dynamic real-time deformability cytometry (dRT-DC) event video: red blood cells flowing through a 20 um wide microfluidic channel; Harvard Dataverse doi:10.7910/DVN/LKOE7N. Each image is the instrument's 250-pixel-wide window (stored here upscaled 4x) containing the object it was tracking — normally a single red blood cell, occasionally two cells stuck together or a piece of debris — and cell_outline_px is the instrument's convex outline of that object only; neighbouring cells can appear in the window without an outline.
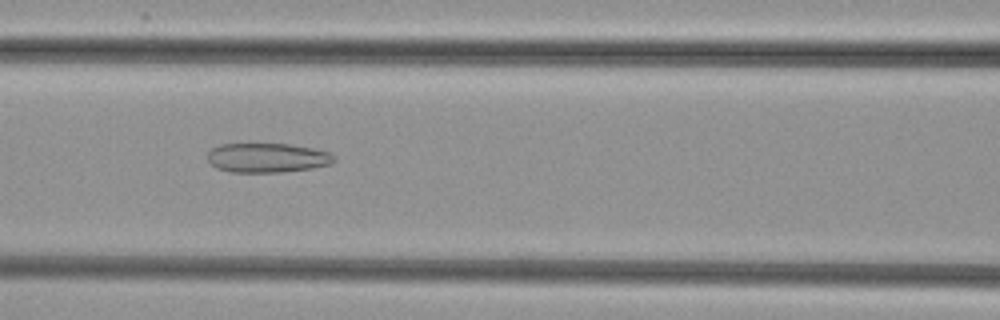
{"species": "common noctule bat (a hibernating species)", "species_latin": "Nyctalus noctula", "temperature_condition": "cold", "stored_images_in_passage": 53, "camera_frame_rate_fps": 3000, "um_per_image_px": 0.085, "animal": {"sex": "female", "body_mass_g": 29.2, "forearm_length_mm": 56.3}, "frame": {"image": 1, "passage_image": 24, "time_ms": 7.667, "image_size_px": [1000, 320], "cell_outline_px": [[336, 160], [332, 164], [312, 168], [284, 172], [232, 172], [216, 168], [208, 160], [208, 152], [212, 148], [220, 144], [288, 144], [312, 148], [328, 152], [336, 156]], "centroid_in_image_um": [22.74, 13.41], "position_along_channel_um": 143.9, "area_um2": 21.73}}
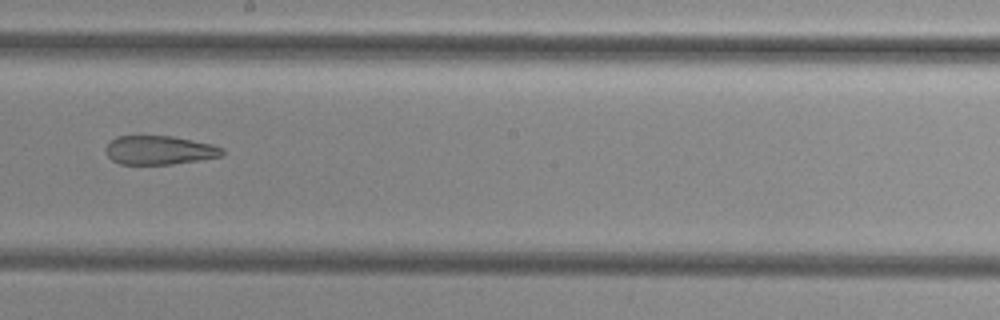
{"frame": {"image": 2, "passage_image": 31, "time_ms": 10.0, "image_size_px": [1000, 320], "cell_outline_px": [[224, 152], [220, 156], [172, 164], [120, 164], [112, 160], [108, 156], [104, 148], [116, 136], [140, 132], [172, 136], [212, 144], [224, 148]], "centroid_in_image_um": [13.47, 12.7], "position_along_channel_um": 234.7, "area_um2": 20.23}}
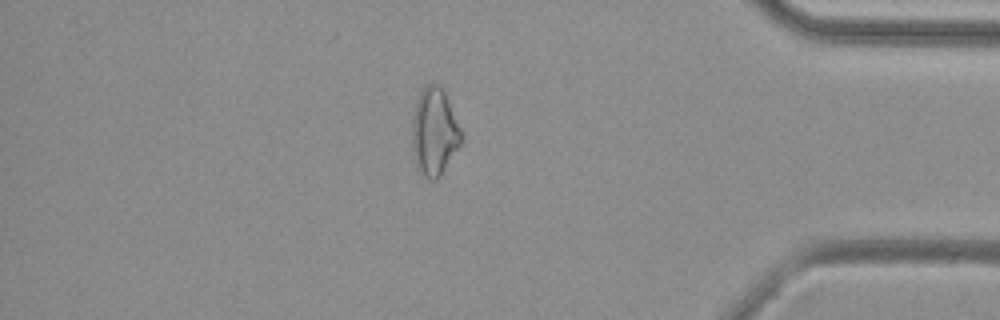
{"frame": {"image": 3, "passage_image": 46, "time_ms": 15.0, "image_size_px": [1000, 320], "cell_outline_px": [[464, 136], [460, 144], [440, 176], [436, 180], [432, 180], [420, 176], [416, 168], [412, 148], [412, 120], [416, 100], [420, 92], [428, 84], [440, 84], [444, 92]], "centroid_in_image_um": [36.89, 11.25], "position_along_channel_um": 398.3, "area_um2": 25.14}}